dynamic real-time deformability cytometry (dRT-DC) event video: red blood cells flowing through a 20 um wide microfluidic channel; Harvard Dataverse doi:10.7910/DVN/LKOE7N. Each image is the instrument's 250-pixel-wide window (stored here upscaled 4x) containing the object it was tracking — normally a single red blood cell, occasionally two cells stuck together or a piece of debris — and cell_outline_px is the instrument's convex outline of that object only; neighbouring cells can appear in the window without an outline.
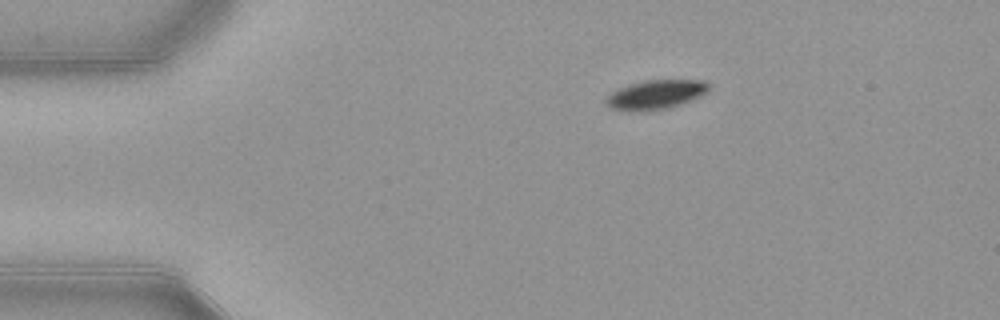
{"species": "common noctule bat (a hibernating species)", "species_latin": "Nyctalus noctula", "temperature_condition": "warm", "stored_images_in_passage": 44, "camera_frame_rate_fps": 3000, "um_per_image_px": 0.085, "animal": {"sex": "female", "body_mass_g": 21.9}, "frame": {"image": 1, "passage_image": 1, "time_ms": 0.0, "image_size_px": [1000, 320], "cell_outline_px": [[708, 92], [700, 96], [680, 104], [664, 108], [612, 108], [604, 104], [604, 100], [612, 92], [628, 84], [644, 80], [704, 80], [708, 84]], "centroid_in_image_um": [55.77, 7.97], "position_along_channel_um": 29.2, "area_um2": 16.59}}
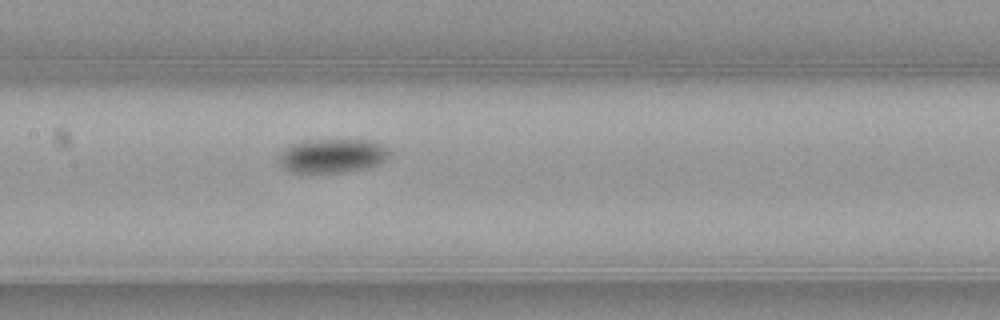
{"frame": {"image": 2, "passage_image": 17, "time_ms": 5.333, "image_size_px": [1000, 320], "cell_outline_px": [[388, 156], [384, 160], [376, 164], [364, 168], [340, 172], [292, 172], [284, 168], [280, 160], [280, 152], [288, 144], [304, 140], [368, 140], [384, 144], [388, 148]], "centroid_in_image_um": [28.22, 13.21], "position_along_channel_um": 179.2, "area_um2": 21.68}}
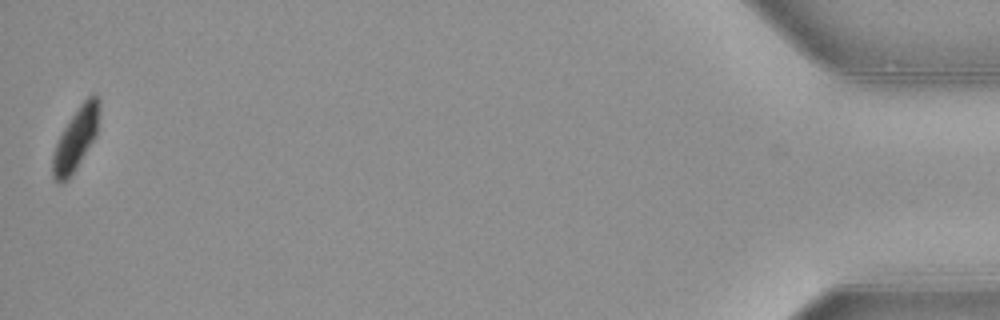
{"frame": {"image": 3, "passage_image": 44, "time_ms": 14.333, "image_size_px": [1000, 320], "cell_outline_px": [[100, 104], [96, 136], [76, 168], [68, 180], [56, 180], [52, 176], [52, 156], [56, 144], [64, 128], [80, 104], [92, 92], [96, 92], [100, 100]], "centroid_in_image_um": [6.47, 11.75], "position_along_channel_um": 428.7, "area_um2": 16.7}, "authors_computed_cell_mechanics": {"area_um2": 19.941, "velocity_mm_per_s": 3.8867, "shape_relaxation_time_tau1_ms": 2.7249, "shape_relaxation_time_tau2_ms": null, "deformation_change_tau1": 0.1259, "deformation_change_tau2": null}}